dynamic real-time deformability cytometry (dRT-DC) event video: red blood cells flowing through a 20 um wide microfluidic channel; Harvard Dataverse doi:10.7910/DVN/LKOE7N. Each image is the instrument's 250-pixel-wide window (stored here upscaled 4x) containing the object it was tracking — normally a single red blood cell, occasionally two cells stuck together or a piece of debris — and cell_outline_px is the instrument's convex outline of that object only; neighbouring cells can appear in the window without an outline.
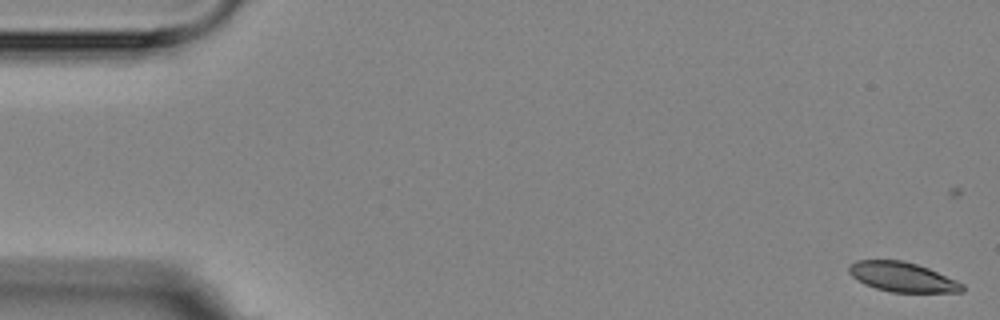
{"species": "Egyptian fruit bat (a non-hibernating species)", "species_latin": "Rousettus aegyptiacus", "temperature_condition": "room temperature", "stored_images_in_passage": 5, "camera_frame_rate_fps": 3000, "um_per_image_px": 0.085, "animal": {"sex": "female"}, "frame": {"image": 1, "passage_image": 1, "time_ms": 0.0, "image_size_px": [1000, 320], "cell_outline_px": [[964, 292], [892, 292], [876, 288], [864, 284], [852, 276], [848, 272], [848, 268], [856, 260], [904, 260], [928, 268], [956, 280], [964, 284]], "centroid_in_image_um": [76.71, 23.54], "position_along_channel_um": 8.3, "area_um2": 19.48}}
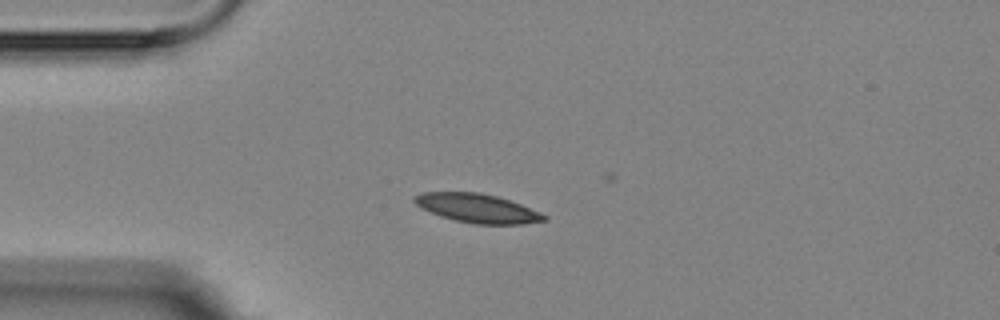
{"frame": {"image": 2, "passage_image": 4, "time_ms": 4.333, "image_size_px": [1000, 320], "cell_outline_px": [[548, 220], [520, 224], [476, 224], [452, 220], [440, 216], [420, 208], [412, 200], [412, 196], [420, 192], [480, 192], [496, 196], [520, 204], [540, 212], [548, 216]], "centroid_in_image_um": [40.52, 17.7], "position_along_channel_um": 44.5, "area_um2": 21.96}}